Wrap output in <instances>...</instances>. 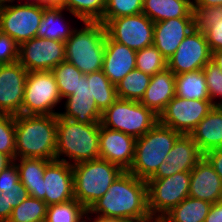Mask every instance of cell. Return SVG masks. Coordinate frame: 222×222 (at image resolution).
I'll list each match as a JSON object with an SVG mask.
<instances>
[{
    "mask_svg": "<svg viewBox=\"0 0 222 222\" xmlns=\"http://www.w3.org/2000/svg\"><path fill=\"white\" fill-rule=\"evenodd\" d=\"M195 29V18H174L154 23L153 45L168 61Z\"/></svg>",
    "mask_w": 222,
    "mask_h": 222,
    "instance_id": "cell-19",
    "label": "cell"
},
{
    "mask_svg": "<svg viewBox=\"0 0 222 222\" xmlns=\"http://www.w3.org/2000/svg\"><path fill=\"white\" fill-rule=\"evenodd\" d=\"M87 211L89 216L125 222L152 218L148 210L147 182L123 171Z\"/></svg>",
    "mask_w": 222,
    "mask_h": 222,
    "instance_id": "cell-1",
    "label": "cell"
},
{
    "mask_svg": "<svg viewBox=\"0 0 222 222\" xmlns=\"http://www.w3.org/2000/svg\"><path fill=\"white\" fill-rule=\"evenodd\" d=\"M191 171L160 179H148V210L152 218L161 219L189 196Z\"/></svg>",
    "mask_w": 222,
    "mask_h": 222,
    "instance_id": "cell-9",
    "label": "cell"
},
{
    "mask_svg": "<svg viewBox=\"0 0 222 222\" xmlns=\"http://www.w3.org/2000/svg\"><path fill=\"white\" fill-rule=\"evenodd\" d=\"M12 2H13V0H0V7L5 6V5H9Z\"/></svg>",
    "mask_w": 222,
    "mask_h": 222,
    "instance_id": "cell-54",
    "label": "cell"
},
{
    "mask_svg": "<svg viewBox=\"0 0 222 222\" xmlns=\"http://www.w3.org/2000/svg\"><path fill=\"white\" fill-rule=\"evenodd\" d=\"M19 182V171L13 161L0 173V189L16 188V184Z\"/></svg>",
    "mask_w": 222,
    "mask_h": 222,
    "instance_id": "cell-43",
    "label": "cell"
},
{
    "mask_svg": "<svg viewBox=\"0 0 222 222\" xmlns=\"http://www.w3.org/2000/svg\"><path fill=\"white\" fill-rule=\"evenodd\" d=\"M65 61V43L34 37L20 45L19 63L28 71H51Z\"/></svg>",
    "mask_w": 222,
    "mask_h": 222,
    "instance_id": "cell-13",
    "label": "cell"
},
{
    "mask_svg": "<svg viewBox=\"0 0 222 222\" xmlns=\"http://www.w3.org/2000/svg\"><path fill=\"white\" fill-rule=\"evenodd\" d=\"M0 193L6 198L8 206L12 208L21 204L29 196L27 189L21 182L16 184V188L0 189Z\"/></svg>",
    "mask_w": 222,
    "mask_h": 222,
    "instance_id": "cell-42",
    "label": "cell"
},
{
    "mask_svg": "<svg viewBox=\"0 0 222 222\" xmlns=\"http://www.w3.org/2000/svg\"><path fill=\"white\" fill-rule=\"evenodd\" d=\"M63 103L58 85L51 71L28 72L22 115H58L57 107Z\"/></svg>",
    "mask_w": 222,
    "mask_h": 222,
    "instance_id": "cell-8",
    "label": "cell"
},
{
    "mask_svg": "<svg viewBox=\"0 0 222 222\" xmlns=\"http://www.w3.org/2000/svg\"><path fill=\"white\" fill-rule=\"evenodd\" d=\"M57 115H15V158L56 159Z\"/></svg>",
    "mask_w": 222,
    "mask_h": 222,
    "instance_id": "cell-2",
    "label": "cell"
},
{
    "mask_svg": "<svg viewBox=\"0 0 222 222\" xmlns=\"http://www.w3.org/2000/svg\"><path fill=\"white\" fill-rule=\"evenodd\" d=\"M214 106L210 100L174 96L158 116V122L181 134L189 135Z\"/></svg>",
    "mask_w": 222,
    "mask_h": 222,
    "instance_id": "cell-11",
    "label": "cell"
},
{
    "mask_svg": "<svg viewBox=\"0 0 222 222\" xmlns=\"http://www.w3.org/2000/svg\"><path fill=\"white\" fill-rule=\"evenodd\" d=\"M142 13L154 23L174 18H195L192 0H143Z\"/></svg>",
    "mask_w": 222,
    "mask_h": 222,
    "instance_id": "cell-25",
    "label": "cell"
},
{
    "mask_svg": "<svg viewBox=\"0 0 222 222\" xmlns=\"http://www.w3.org/2000/svg\"><path fill=\"white\" fill-rule=\"evenodd\" d=\"M100 122L78 123L57 115L56 160L71 166L98 159Z\"/></svg>",
    "mask_w": 222,
    "mask_h": 222,
    "instance_id": "cell-3",
    "label": "cell"
},
{
    "mask_svg": "<svg viewBox=\"0 0 222 222\" xmlns=\"http://www.w3.org/2000/svg\"><path fill=\"white\" fill-rule=\"evenodd\" d=\"M150 79V75L138 69L132 70L116 86L118 98L140 102L149 86Z\"/></svg>",
    "mask_w": 222,
    "mask_h": 222,
    "instance_id": "cell-32",
    "label": "cell"
},
{
    "mask_svg": "<svg viewBox=\"0 0 222 222\" xmlns=\"http://www.w3.org/2000/svg\"><path fill=\"white\" fill-rule=\"evenodd\" d=\"M146 222H163L161 219L149 218L146 219Z\"/></svg>",
    "mask_w": 222,
    "mask_h": 222,
    "instance_id": "cell-55",
    "label": "cell"
},
{
    "mask_svg": "<svg viewBox=\"0 0 222 222\" xmlns=\"http://www.w3.org/2000/svg\"><path fill=\"white\" fill-rule=\"evenodd\" d=\"M75 98L89 99L91 98L90 82H87V75L83 74L75 91L69 95Z\"/></svg>",
    "mask_w": 222,
    "mask_h": 222,
    "instance_id": "cell-45",
    "label": "cell"
},
{
    "mask_svg": "<svg viewBox=\"0 0 222 222\" xmlns=\"http://www.w3.org/2000/svg\"><path fill=\"white\" fill-rule=\"evenodd\" d=\"M166 68V59L154 45L136 51V69L153 76Z\"/></svg>",
    "mask_w": 222,
    "mask_h": 222,
    "instance_id": "cell-37",
    "label": "cell"
},
{
    "mask_svg": "<svg viewBox=\"0 0 222 222\" xmlns=\"http://www.w3.org/2000/svg\"><path fill=\"white\" fill-rule=\"evenodd\" d=\"M49 161L40 158H15L20 182L29 196L42 200V178Z\"/></svg>",
    "mask_w": 222,
    "mask_h": 222,
    "instance_id": "cell-27",
    "label": "cell"
},
{
    "mask_svg": "<svg viewBox=\"0 0 222 222\" xmlns=\"http://www.w3.org/2000/svg\"><path fill=\"white\" fill-rule=\"evenodd\" d=\"M55 81L58 85L60 96L63 99L71 95L77 88L83 73L79 71L73 64L66 61L51 70Z\"/></svg>",
    "mask_w": 222,
    "mask_h": 222,
    "instance_id": "cell-36",
    "label": "cell"
},
{
    "mask_svg": "<svg viewBox=\"0 0 222 222\" xmlns=\"http://www.w3.org/2000/svg\"><path fill=\"white\" fill-rule=\"evenodd\" d=\"M204 157L190 135L182 134L150 179L170 177L183 171H191Z\"/></svg>",
    "mask_w": 222,
    "mask_h": 222,
    "instance_id": "cell-18",
    "label": "cell"
},
{
    "mask_svg": "<svg viewBox=\"0 0 222 222\" xmlns=\"http://www.w3.org/2000/svg\"><path fill=\"white\" fill-rule=\"evenodd\" d=\"M189 196L212 204L222 201V180L205 157L191 170Z\"/></svg>",
    "mask_w": 222,
    "mask_h": 222,
    "instance_id": "cell-21",
    "label": "cell"
},
{
    "mask_svg": "<svg viewBox=\"0 0 222 222\" xmlns=\"http://www.w3.org/2000/svg\"><path fill=\"white\" fill-rule=\"evenodd\" d=\"M13 2L24 5L41 6V0H13Z\"/></svg>",
    "mask_w": 222,
    "mask_h": 222,
    "instance_id": "cell-53",
    "label": "cell"
},
{
    "mask_svg": "<svg viewBox=\"0 0 222 222\" xmlns=\"http://www.w3.org/2000/svg\"><path fill=\"white\" fill-rule=\"evenodd\" d=\"M88 211L75 198L47 207L45 222H85Z\"/></svg>",
    "mask_w": 222,
    "mask_h": 222,
    "instance_id": "cell-33",
    "label": "cell"
},
{
    "mask_svg": "<svg viewBox=\"0 0 222 222\" xmlns=\"http://www.w3.org/2000/svg\"><path fill=\"white\" fill-rule=\"evenodd\" d=\"M205 222H222V201L212 204Z\"/></svg>",
    "mask_w": 222,
    "mask_h": 222,
    "instance_id": "cell-46",
    "label": "cell"
},
{
    "mask_svg": "<svg viewBox=\"0 0 222 222\" xmlns=\"http://www.w3.org/2000/svg\"><path fill=\"white\" fill-rule=\"evenodd\" d=\"M134 69H136V51L111 40L106 35L102 71L111 83L117 86Z\"/></svg>",
    "mask_w": 222,
    "mask_h": 222,
    "instance_id": "cell-20",
    "label": "cell"
},
{
    "mask_svg": "<svg viewBox=\"0 0 222 222\" xmlns=\"http://www.w3.org/2000/svg\"><path fill=\"white\" fill-rule=\"evenodd\" d=\"M87 82H90V99L95 100L102 113L118 99L116 86L111 83L102 70L87 74Z\"/></svg>",
    "mask_w": 222,
    "mask_h": 222,
    "instance_id": "cell-31",
    "label": "cell"
},
{
    "mask_svg": "<svg viewBox=\"0 0 222 222\" xmlns=\"http://www.w3.org/2000/svg\"><path fill=\"white\" fill-rule=\"evenodd\" d=\"M174 96L175 74L166 68L151 76L149 86L140 103L159 116Z\"/></svg>",
    "mask_w": 222,
    "mask_h": 222,
    "instance_id": "cell-22",
    "label": "cell"
},
{
    "mask_svg": "<svg viewBox=\"0 0 222 222\" xmlns=\"http://www.w3.org/2000/svg\"><path fill=\"white\" fill-rule=\"evenodd\" d=\"M211 61L222 71V49L212 52Z\"/></svg>",
    "mask_w": 222,
    "mask_h": 222,
    "instance_id": "cell-50",
    "label": "cell"
},
{
    "mask_svg": "<svg viewBox=\"0 0 222 222\" xmlns=\"http://www.w3.org/2000/svg\"><path fill=\"white\" fill-rule=\"evenodd\" d=\"M157 122L158 115L140 102L118 98L102 113L100 124L137 139L144 136Z\"/></svg>",
    "mask_w": 222,
    "mask_h": 222,
    "instance_id": "cell-7",
    "label": "cell"
},
{
    "mask_svg": "<svg viewBox=\"0 0 222 222\" xmlns=\"http://www.w3.org/2000/svg\"><path fill=\"white\" fill-rule=\"evenodd\" d=\"M12 209L11 206H8V202L4 195L0 193V222H8Z\"/></svg>",
    "mask_w": 222,
    "mask_h": 222,
    "instance_id": "cell-47",
    "label": "cell"
},
{
    "mask_svg": "<svg viewBox=\"0 0 222 222\" xmlns=\"http://www.w3.org/2000/svg\"><path fill=\"white\" fill-rule=\"evenodd\" d=\"M182 134L157 122L144 136L136 139L135 156L129 172L147 181Z\"/></svg>",
    "mask_w": 222,
    "mask_h": 222,
    "instance_id": "cell-5",
    "label": "cell"
},
{
    "mask_svg": "<svg viewBox=\"0 0 222 222\" xmlns=\"http://www.w3.org/2000/svg\"><path fill=\"white\" fill-rule=\"evenodd\" d=\"M74 198L87 210L101 198L124 171L104 159H95L72 166Z\"/></svg>",
    "mask_w": 222,
    "mask_h": 222,
    "instance_id": "cell-6",
    "label": "cell"
},
{
    "mask_svg": "<svg viewBox=\"0 0 222 222\" xmlns=\"http://www.w3.org/2000/svg\"><path fill=\"white\" fill-rule=\"evenodd\" d=\"M212 52L202 30L194 29L167 61V68L175 75L203 69L211 61Z\"/></svg>",
    "mask_w": 222,
    "mask_h": 222,
    "instance_id": "cell-14",
    "label": "cell"
},
{
    "mask_svg": "<svg viewBox=\"0 0 222 222\" xmlns=\"http://www.w3.org/2000/svg\"><path fill=\"white\" fill-rule=\"evenodd\" d=\"M44 7L15 2L0 7V31L19 45L36 37Z\"/></svg>",
    "mask_w": 222,
    "mask_h": 222,
    "instance_id": "cell-10",
    "label": "cell"
},
{
    "mask_svg": "<svg viewBox=\"0 0 222 222\" xmlns=\"http://www.w3.org/2000/svg\"><path fill=\"white\" fill-rule=\"evenodd\" d=\"M204 157L213 166L214 170L222 180V148L208 151Z\"/></svg>",
    "mask_w": 222,
    "mask_h": 222,
    "instance_id": "cell-44",
    "label": "cell"
},
{
    "mask_svg": "<svg viewBox=\"0 0 222 222\" xmlns=\"http://www.w3.org/2000/svg\"><path fill=\"white\" fill-rule=\"evenodd\" d=\"M105 29L111 40L135 51L153 45L154 22L143 13L111 19Z\"/></svg>",
    "mask_w": 222,
    "mask_h": 222,
    "instance_id": "cell-12",
    "label": "cell"
},
{
    "mask_svg": "<svg viewBox=\"0 0 222 222\" xmlns=\"http://www.w3.org/2000/svg\"><path fill=\"white\" fill-rule=\"evenodd\" d=\"M136 138L121 131L108 129L100 124V159L116 164L124 171L132 166L135 156Z\"/></svg>",
    "mask_w": 222,
    "mask_h": 222,
    "instance_id": "cell-17",
    "label": "cell"
},
{
    "mask_svg": "<svg viewBox=\"0 0 222 222\" xmlns=\"http://www.w3.org/2000/svg\"><path fill=\"white\" fill-rule=\"evenodd\" d=\"M189 135L203 155L222 148V106H214Z\"/></svg>",
    "mask_w": 222,
    "mask_h": 222,
    "instance_id": "cell-23",
    "label": "cell"
},
{
    "mask_svg": "<svg viewBox=\"0 0 222 222\" xmlns=\"http://www.w3.org/2000/svg\"><path fill=\"white\" fill-rule=\"evenodd\" d=\"M0 153L15 160V115L0 114Z\"/></svg>",
    "mask_w": 222,
    "mask_h": 222,
    "instance_id": "cell-39",
    "label": "cell"
},
{
    "mask_svg": "<svg viewBox=\"0 0 222 222\" xmlns=\"http://www.w3.org/2000/svg\"><path fill=\"white\" fill-rule=\"evenodd\" d=\"M175 96L185 99L210 100L203 69L175 75Z\"/></svg>",
    "mask_w": 222,
    "mask_h": 222,
    "instance_id": "cell-30",
    "label": "cell"
},
{
    "mask_svg": "<svg viewBox=\"0 0 222 222\" xmlns=\"http://www.w3.org/2000/svg\"><path fill=\"white\" fill-rule=\"evenodd\" d=\"M68 14L80 20L65 8H44L43 17L36 33V37L62 41L65 43L77 27L74 26V23L71 22V20H67L68 16L66 15Z\"/></svg>",
    "mask_w": 222,
    "mask_h": 222,
    "instance_id": "cell-24",
    "label": "cell"
},
{
    "mask_svg": "<svg viewBox=\"0 0 222 222\" xmlns=\"http://www.w3.org/2000/svg\"><path fill=\"white\" fill-rule=\"evenodd\" d=\"M74 199L72 166L60 160H50L42 178V200L49 206Z\"/></svg>",
    "mask_w": 222,
    "mask_h": 222,
    "instance_id": "cell-15",
    "label": "cell"
},
{
    "mask_svg": "<svg viewBox=\"0 0 222 222\" xmlns=\"http://www.w3.org/2000/svg\"><path fill=\"white\" fill-rule=\"evenodd\" d=\"M65 42V61L87 75L102 70L106 29L100 21H81Z\"/></svg>",
    "mask_w": 222,
    "mask_h": 222,
    "instance_id": "cell-4",
    "label": "cell"
},
{
    "mask_svg": "<svg viewBox=\"0 0 222 222\" xmlns=\"http://www.w3.org/2000/svg\"><path fill=\"white\" fill-rule=\"evenodd\" d=\"M13 161L5 154L0 153V173Z\"/></svg>",
    "mask_w": 222,
    "mask_h": 222,
    "instance_id": "cell-51",
    "label": "cell"
},
{
    "mask_svg": "<svg viewBox=\"0 0 222 222\" xmlns=\"http://www.w3.org/2000/svg\"><path fill=\"white\" fill-rule=\"evenodd\" d=\"M203 72L210 101L215 106H222V71L210 61L203 68Z\"/></svg>",
    "mask_w": 222,
    "mask_h": 222,
    "instance_id": "cell-40",
    "label": "cell"
},
{
    "mask_svg": "<svg viewBox=\"0 0 222 222\" xmlns=\"http://www.w3.org/2000/svg\"><path fill=\"white\" fill-rule=\"evenodd\" d=\"M195 28L206 36L211 52L222 49V7L193 8Z\"/></svg>",
    "mask_w": 222,
    "mask_h": 222,
    "instance_id": "cell-26",
    "label": "cell"
},
{
    "mask_svg": "<svg viewBox=\"0 0 222 222\" xmlns=\"http://www.w3.org/2000/svg\"><path fill=\"white\" fill-rule=\"evenodd\" d=\"M106 0H64V8L80 21H101Z\"/></svg>",
    "mask_w": 222,
    "mask_h": 222,
    "instance_id": "cell-35",
    "label": "cell"
},
{
    "mask_svg": "<svg viewBox=\"0 0 222 222\" xmlns=\"http://www.w3.org/2000/svg\"><path fill=\"white\" fill-rule=\"evenodd\" d=\"M212 203L188 196L173 207L161 220L163 222H205Z\"/></svg>",
    "mask_w": 222,
    "mask_h": 222,
    "instance_id": "cell-28",
    "label": "cell"
},
{
    "mask_svg": "<svg viewBox=\"0 0 222 222\" xmlns=\"http://www.w3.org/2000/svg\"><path fill=\"white\" fill-rule=\"evenodd\" d=\"M41 7H61L64 8V0H41Z\"/></svg>",
    "mask_w": 222,
    "mask_h": 222,
    "instance_id": "cell-49",
    "label": "cell"
},
{
    "mask_svg": "<svg viewBox=\"0 0 222 222\" xmlns=\"http://www.w3.org/2000/svg\"><path fill=\"white\" fill-rule=\"evenodd\" d=\"M143 0H106L103 19L104 25L117 17L131 16L142 13Z\"/></svg>",
    "mask_w": 222,
    "mask_h": 222,
    "instance_id": "cell-38",
    "label": "cell"
},
{
    "mask_svg": "<svg viewBox=\"0 0 222 222\" xmlns=\"http://www.w3.org/2000/svg\"><path fill=\"white\" fill-rule=\"evenodd\" d=\"M27 75L19 62L0 65V114H21Z\"/></svg>",
    "mask_w": 222,
    "mask_h": 222,
    "instance_id": "cell-16",
    "label": "cell"
},
{
    "mask_svg": "<svg viewBox=\"0 0 222 222\" xmlns=\"http://www.w3.org/2000/svg\"><path fill=\"white\" fill-rule=\"evenodd\" d=\"M193 8L222 7V0H192Z\"/></svg>",
    "mask_w": 222,
    "mask_h": 222,
    "instance_id": "cell-48",
    "label": "cell"
},
{
    "mask_svg": "<svg viewBox=\"0 0 222 222\" xmlns=\"http://www.w3.org/2000/svg\"><path fill=\"white\" fill-rule=\"evenodd\" d=\"M20 45L6 33L0 31V65L19 61Z\"/></svg>",
    "mask_w": 222,
    "mask_h": 222,
    "instance_id": "cell-41",
    "label": "cell"
},
{
    "mask_svg": "<svg viewBox=\"0 0 222 222\" xmlns=\"http://www.w3.org/2000/svg\"><path fill=\"white\" fill-rule=\"evenodd\" d=\"M63 102V110L62 112L59 111L61 117L83 124H92L101 121L102 112L98 109L94 99L68 96L63 99Z\"/></svg>",
    "mask_w": 222,
    "mask_h": 222,
    "instance_id": "cell-29",
    "label": "cell"
},
{
    "mask_svg": "<svg viewBox=\"0 0 222 222\" xmlns=\"http://www.w3.org/2000/svg\"><path fill=\"white\" fill-rule=\"evenodd\" d=\"M85 222H124V221L112 220V219H103V218H98V217H95V216H89L87 214Z\"/></svg>",
    "mask_w": 222,
    "mask_h": 222,
    "instance_id": "cell-52",
    "label": "cell"
},
{
    "mask_svg": "<svg viewBox=\"0 0 222 222\" xmlns=\"http://www.w3.org/2000/svg\"><path fill=\"white\" fill-rule=\"evenodd\" d=\"M48 205L41 199L28 196L21 204L12 209L8 222H33L46 218Z\"/></svg>",
    "mask_w": 222,
    "mask_h": 222,
    "instance_id": "cell-34",
    "label": "cell"
}]
</instances>
